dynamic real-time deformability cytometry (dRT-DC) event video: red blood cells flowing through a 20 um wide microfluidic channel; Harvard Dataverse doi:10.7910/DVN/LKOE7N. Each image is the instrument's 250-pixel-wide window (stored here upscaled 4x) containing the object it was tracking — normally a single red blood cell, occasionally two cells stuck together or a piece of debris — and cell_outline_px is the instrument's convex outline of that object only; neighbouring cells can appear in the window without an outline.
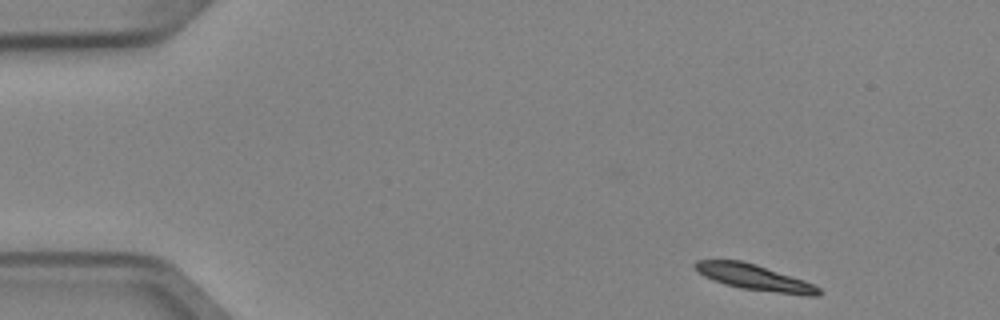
{"species": "Egyptian fruit bat (a non-hibernating species)", "species_latin": "Rousettus aegyptiacus", "temperature_condition": "cold", "stored_images_in_passage": 6, "camera_frame_rate_fps": 3000, "um_per_image_px": 0.085, "animal": {"sex": "female"}, "frame": {"image": 1, "passage_image": 1, "time_ms": 0.0, "image_size_px": [1000, 320], "cell_outline_px": [[820, 296], [808, 296], [740, 288], [724, 284], [704, 276], [692, 264], [696, 260], [740, 260], [756, 264], [804, 280], [820, 288]], "centroid_in_image_um": [64.13, 23.58], "position_along_channel_um": 20.9, "area_um2": 18.38}}
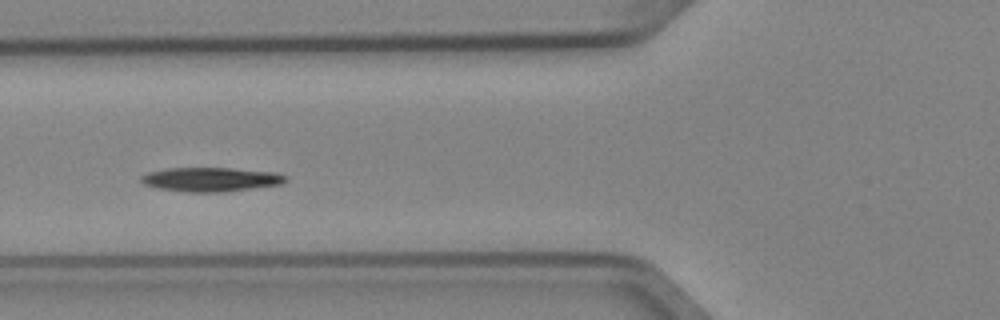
{"frame": {"image": 2, "passage_image": 5, "time_ms": 1.333, "image_size_px": [1000, 320], "cell_outline_px": [[288, 180], [284, 184], [224, 192], [184, 192], [156, 188], [144, 184], [140, 180], [140, 176], [148, 172], [164, 168], [232, 168], [276, 172], [288, 176]], "centroid_in_image_um": [17.94, 15.25], "position_along_channel_um": 107.9, "area_um2": 20.69}}
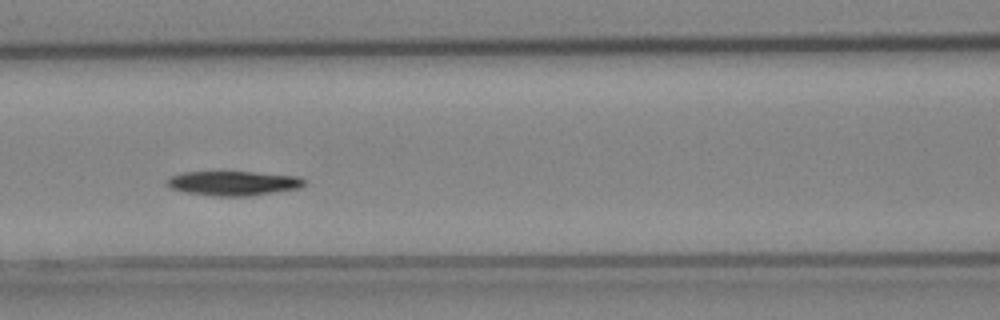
{"frame": {"image": 3, "passage_image": 6, "time_ms": 1.667, "image_size_px": [1000, 320], "cell_outline_px": [[308, 180], [300, 188], [248, 196], [216, 196], [184, 192], [172, 188], [164, 184], [172, 176], [180, 172], [252, 172], [300, 176]], "centroid_in_image_um": [19.86, 15.57], "position_along_channel_um": 146.7, "area_um2": 19.59}}